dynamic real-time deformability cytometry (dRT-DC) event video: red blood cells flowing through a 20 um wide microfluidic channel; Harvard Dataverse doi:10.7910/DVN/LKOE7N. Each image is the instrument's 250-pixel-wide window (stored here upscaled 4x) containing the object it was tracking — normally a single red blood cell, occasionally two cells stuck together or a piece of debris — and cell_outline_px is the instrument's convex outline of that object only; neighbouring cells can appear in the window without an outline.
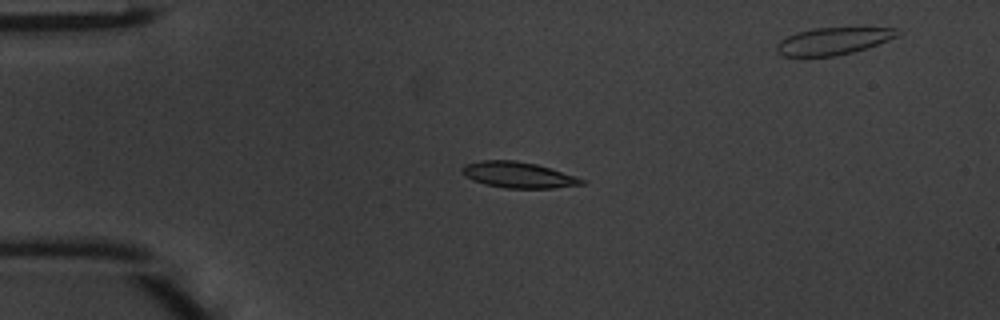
{"species": "common noctule bat (a hibernating species)", "species_latin": "Nyctalus noctula", "temperature_condition": "warm", "stored_images_in_passage": 41, "segment_of_instrument_passage": [1, 2], "camera_frame_rate_fps": 3000, "um_per_image_px": 0.085, "animal": {"sex": "male", "body_mass_g": 20.1, "forearm_length_mm": 53.5}, "frame": {"image": 1, "passage_image": 4, "time_ms": 1.0, "image_size_px": [1000, 320], "cell_outline_px": [[588, 180], [584, 184], [552, 188], [504, 188], [484, 184], [472, 180], [464, 176], [460, 168], [464, 164], [480, 160], [516, 160], [536, 164], [576, 176]], "centroid_in_image_um": [44.02, 14.86], "position_along_channel_um": 41.0, "area_um2": 18.26}}
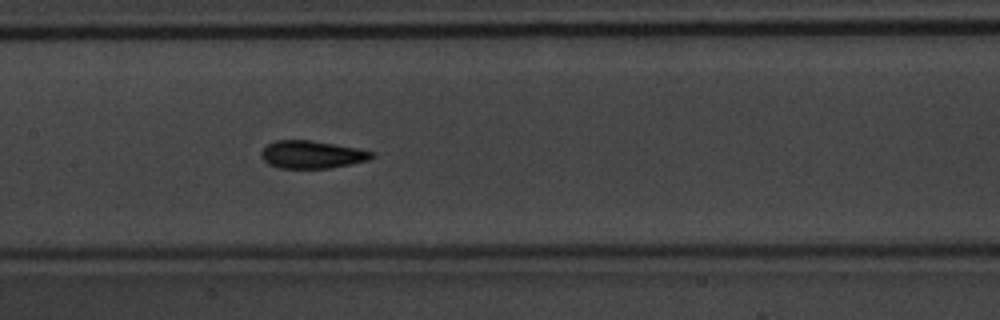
{"frame": {"image": 2, "passage_image": 16, "time_ms": 5.0, "image_size_px": [1000, 320], "cell_outline_px": [[376, 156], [368, 160], [328, 168], [280, 168], [268, 164], [260, 156], [260, 152], [268, 144], [276, 140], [312, 140], [356, 148], [372, 152]], "centroid_in_image_um": [26.47, 13.13], "position_along_channel_um": 180.9, "area_um2": 17.69}}
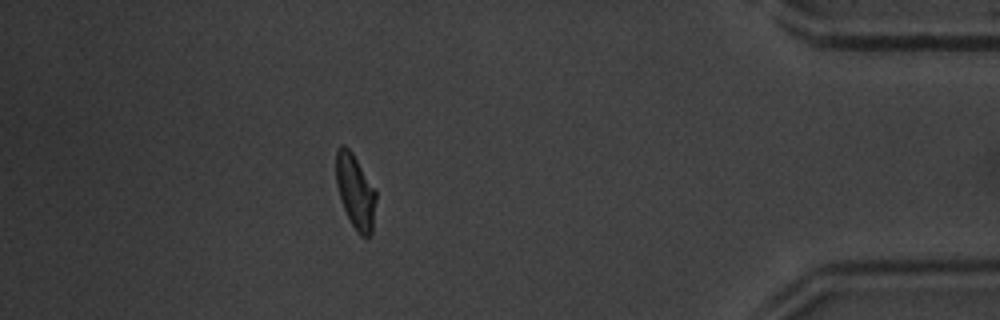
{"frame": {"image": 3, "passage_image": 35, "time_ms": 11.333, "image_size_px": [1000, 320], "cell_outline_px": [[376, 200], [372, 236], [360, 236], [356, 232], [340, 200], [336, 184], [336, 152], [340, 144], [344, 144], [352, 152], [376, 192]], "centroid_in_image_um": [30.2, 16.3], "position_along_channel_um": 405.0, "area_um2": 17.22}}